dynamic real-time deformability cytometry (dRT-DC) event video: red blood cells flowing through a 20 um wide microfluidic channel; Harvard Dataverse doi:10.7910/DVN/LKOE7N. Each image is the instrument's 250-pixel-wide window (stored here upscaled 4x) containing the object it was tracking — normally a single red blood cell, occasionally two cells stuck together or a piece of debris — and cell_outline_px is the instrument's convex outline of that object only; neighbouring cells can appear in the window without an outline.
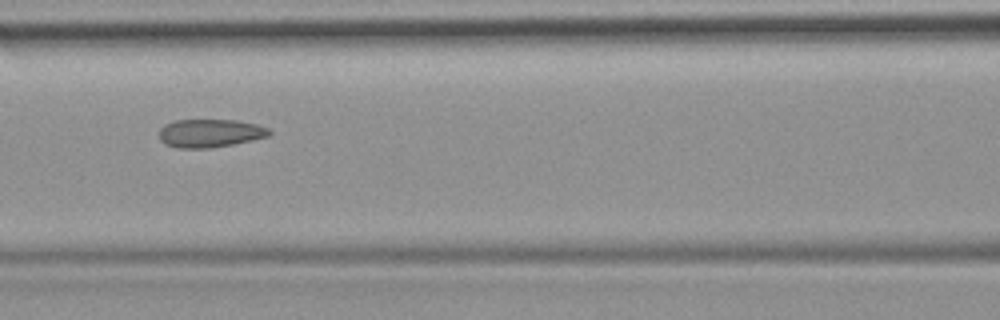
{"species": "common noctule bat (a hibernating species)", "species_latin": "Nyctalus noctula", "temperature_condition": "room temperature", "stored_images_in_passage": 49, "camera_frame_rate_fps": 3000, "um_per_image_px": 0.085, "animal": {"sex": "female", "body_mass_g": 19.9}, "frame": {"image": 1, "passage_image": 22, "time_ms": 7.0, "image_size_px": [1000, 320], "cell_outline_px": [[272, 132], [268, 136], [252, 140], [232, 144], [208, 148], [176, 148], [164, 144], [160, 140], [160, 128], [164, 124], [176, 120], [236, 120], [256, 124], [268, 128]], "centroid_in_image_um": [17.83, 11.32], "position_along_channel_um": 148.8, "area_um2": 18.09}}